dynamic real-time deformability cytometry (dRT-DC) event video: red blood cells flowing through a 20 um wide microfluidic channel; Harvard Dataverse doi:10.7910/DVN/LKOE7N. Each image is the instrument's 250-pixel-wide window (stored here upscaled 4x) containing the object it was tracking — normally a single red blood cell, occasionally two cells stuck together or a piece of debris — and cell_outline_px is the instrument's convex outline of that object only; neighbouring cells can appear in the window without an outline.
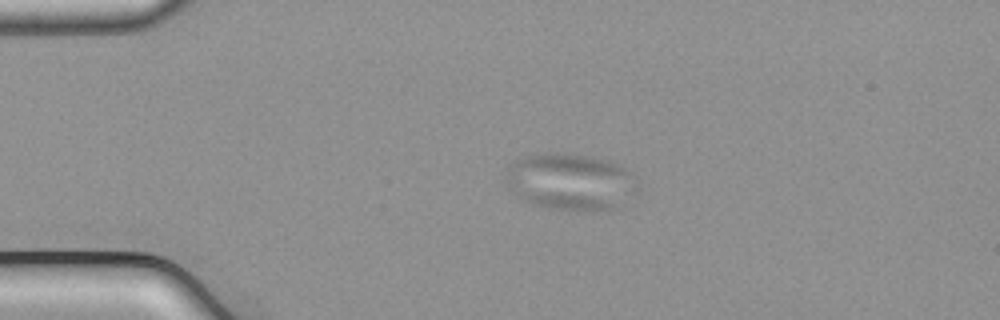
{"species": "common noctule bat (a hibernating species)", "species_latin": "Nyctalus noctula", "temperature_condition": "cold", "stored_images_in_passage": 43, "camera_frame_rate_fps": 3000, "um_per_image_px": 0.085, "animal": {"sex": "male", "body_mass_g": 21.5, "forearm_length_mm": 52.0}, "frame": {"image": 1, "passage_image": 1, "time_ms": 0.0, "image_size_px": [1000, 320], "cell_outline_px": [[628, 176], [620, 208], [592, 212], [548, 208], [532, 204], [512, 192], [508, 188], [508, 168], [516, 160], [528, 156], [548, 152], [564, 152], [608, 160], [624, 168], [628, 172]], "centroid_in_image_um": [48.31, 15.45], "position_along_channel_um": 36.7, "area_um2": 41.79}}
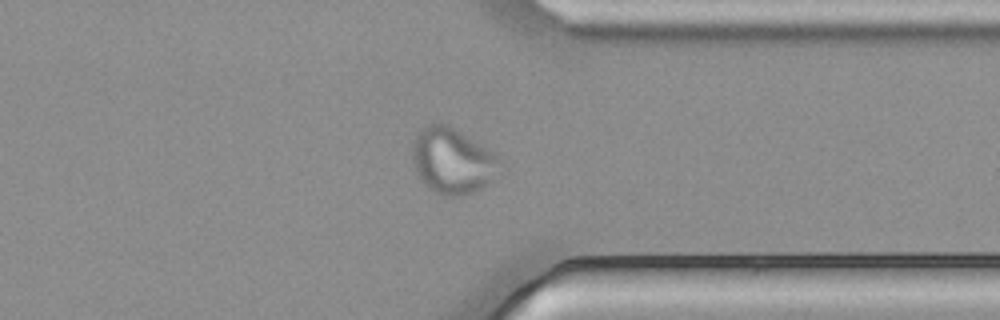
{"frame": {"image": 2, "passage_image": 31, "time_ms": 10.0, "image_size_px": [1000, 320], "cell_outline_px": [[504, 164], [488, 184], [464, 196], [444, 196], [428, 188], [420, 180], [416, 172], [412, 160], [412, 144], [416, 132], [428, 124], [448, 124], [492, 152], [504, 160]], "centroid_in_image_um": [38.44, 13.68], "position_along_channel_um": 373.0, "area_um2": 33.7}}
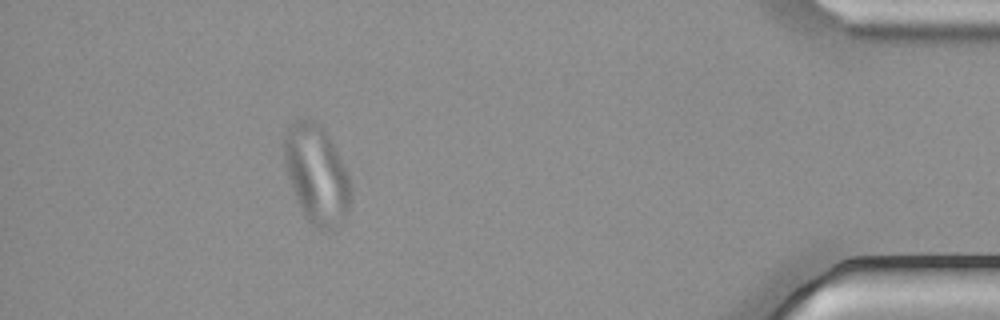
{"frame": {"image": 3, "passage_image": 38, "time_ms": 12.333, "image_size_px": [1000, 320], "cell_outline_px": [[352, 200], [348, 212], [344, 220], [328, 232], [316, 228], [308, 220], [296, 196], [288, 176], [284, 160], [284, 136], [288, 124], [296, 120], [312, 120], [320, 124], [328, 136], [348, 176], [352, 188]], "centroid_in_image_um": [26.93, 14.84], "position_along_channel_um": 408.3, "area_um2": 37.8}}